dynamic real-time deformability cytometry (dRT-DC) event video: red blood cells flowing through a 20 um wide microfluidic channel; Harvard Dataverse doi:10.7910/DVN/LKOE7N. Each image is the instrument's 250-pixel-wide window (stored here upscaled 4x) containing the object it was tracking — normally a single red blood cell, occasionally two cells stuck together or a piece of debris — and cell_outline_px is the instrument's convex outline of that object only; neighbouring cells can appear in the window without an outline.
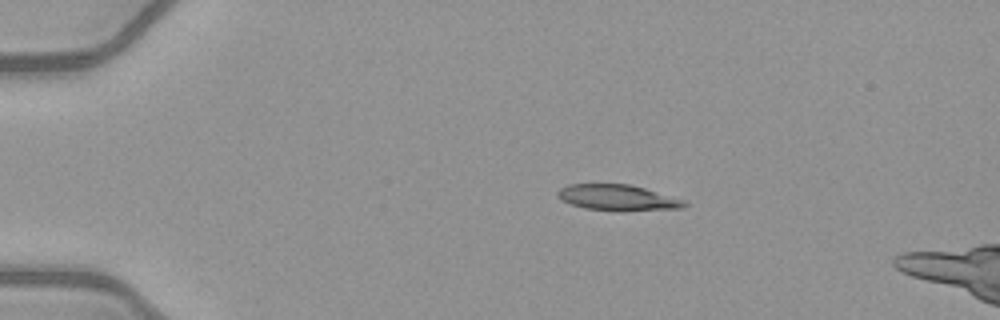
{"species": "common noctule bat (a hibernating species)", "species_latin": "Nyctalus noctula", "temperature_condition": "warm", "stored_images_in_passage": 7, "camera_frame_rate_fps": 3000, "um_per_image_px": 0.085, "animal": {"sex": "female", "body_mass_g": 21.9}, "frame": {"image": 1, "passage_image": 1, "time_ms": 0.0, "image_size_px": [1000, 320], "cell_outline_px": [[688, 204], [684, 208], [584, 208], [560, 200], [556, 196], [556, 192], [560, 188], [568, 184], [628, 184], [644, 188], [684, 200]], "centroid_in_image_um": [52.4, 16.74], "position_along_channel_um": 32.6, "area_um2": 17.92}}